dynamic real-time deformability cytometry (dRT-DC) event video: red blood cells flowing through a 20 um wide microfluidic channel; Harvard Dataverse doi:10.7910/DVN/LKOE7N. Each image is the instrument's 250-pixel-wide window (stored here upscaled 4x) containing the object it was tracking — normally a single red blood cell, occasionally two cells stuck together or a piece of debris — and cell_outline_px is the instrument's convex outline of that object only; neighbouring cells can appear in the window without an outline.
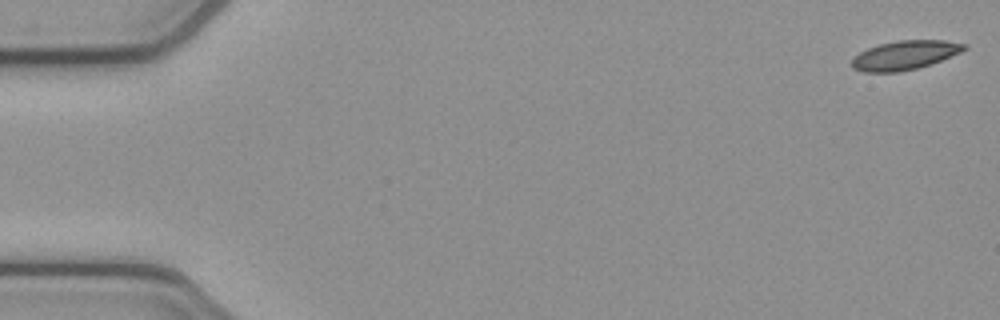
{"species": "common noctule bat (a hibernating species)", "species_latin": "Nyctalus noctula", "temperature_condition": "cold", "stored_images_in_passage": 49, "camera_frame_rate_fps": 3000, "um_per_image_px": 0.085, "animal": {"sex": "female", "body_mass_g": 21.9}, "frame": {"image": 1, "passage_image": 1, "time_ms": 0.0, "image_size_px": [1000, 320], "cell_outline_px": [[968, 48], [960, 52], [940, 60], [916, 68], [900, 72], [864, 72], [852, 68], [852, 60], [860, 52], [868, 48], [880, 44], [896, 40], [944, 40], [968, 44]], "centroid_in_image_um": [76.91, 4.68], "position_along_channel_um": 8.1, "area_um2": 18.84}}
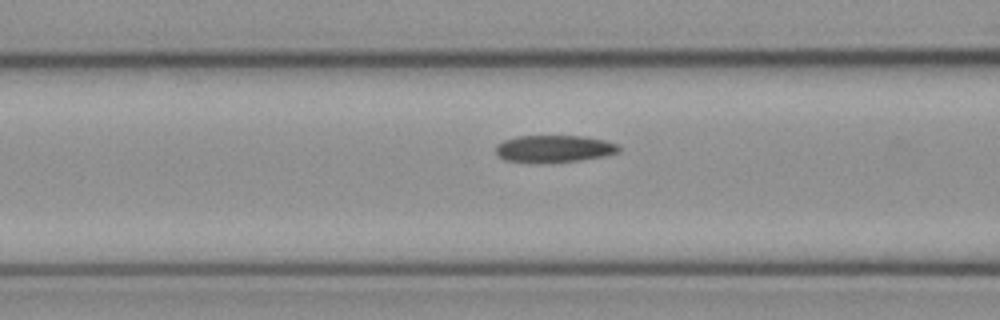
{"frame": {"image": 2, "passage_image": 21, "time_ms": 6.667, "image_size_px": [1000, 320], "cell_outline_px": [[620, 152], [604, 156], [580, 160], [540, 164], [536, 164], [504, 160], [496, 152], [496, 144], [504, 140], [516, 136], [584, 136], [604, 140], [616, 144], [620, 148]], "centroid_in_image_um": [47.07, 12.66], "position_along_channel_um": 119.5, "area_um2": 19.77}}
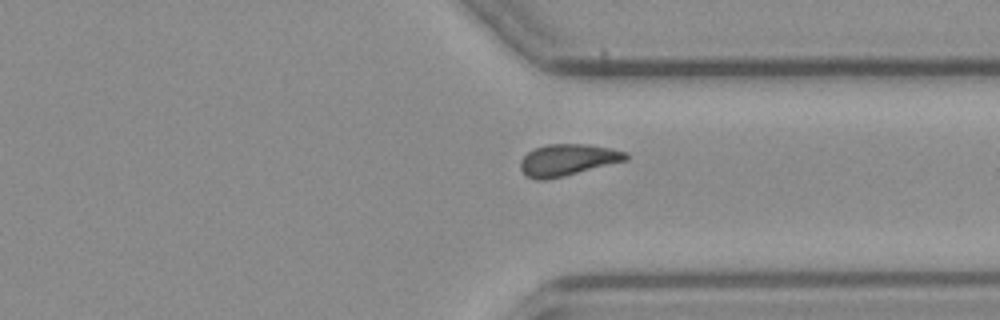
{"frame": {"image": 3, "passage_image": 40, "time_ms": 13.0, "image_size_px": [1000, 320], "cell_outline_px": [[628, 160], [548, 180], [536, 180], [524, 176], [520, 168], [520, 160], [528, 152], [536, 148], [548, 144], [588, 144], [612, 148], [628, 152]], "centroid_in_image_um": [48.25, 13.6], "position_along_channel_um": 363.2, "area_um2": 19.65}}